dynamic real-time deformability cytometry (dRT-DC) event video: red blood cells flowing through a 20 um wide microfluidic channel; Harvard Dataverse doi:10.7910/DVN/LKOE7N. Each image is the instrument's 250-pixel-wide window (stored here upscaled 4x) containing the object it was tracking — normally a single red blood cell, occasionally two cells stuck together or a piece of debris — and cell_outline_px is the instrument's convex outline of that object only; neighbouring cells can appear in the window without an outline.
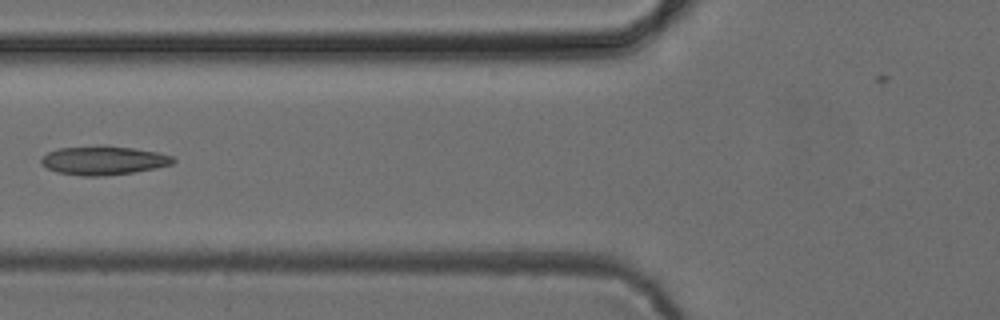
{"species": "common noctule bat (a hibernating species)", "species_latin": "Nyctalus noctula", "temperature_condition": "cold", "stored_images_in_passage": 8, "camera_frame_rate_fps": 3000, "um_per_image_px": 0.085, "animal": {"sex": "female", "body_mass_g": 24.6, "forearm_length_mm": 56.2}, "frame": {"image": 1, "passage_image": 7, "time_ms": 8.667, "image_size_px": [1000, 320], "cell_outline_px": [[176, 160], [172, 164], [156, 168], [132, 172], [104, 176], [80, 176], [56, 172], [40, 164], [40, 160], [48, 152], [60, 148], [132, 148], [160, 152], [172, 156]], "centroid_in_image_um": [8.81, 13.68], "position_along_channel_um": 117.0, "area_um2": 21.39}}
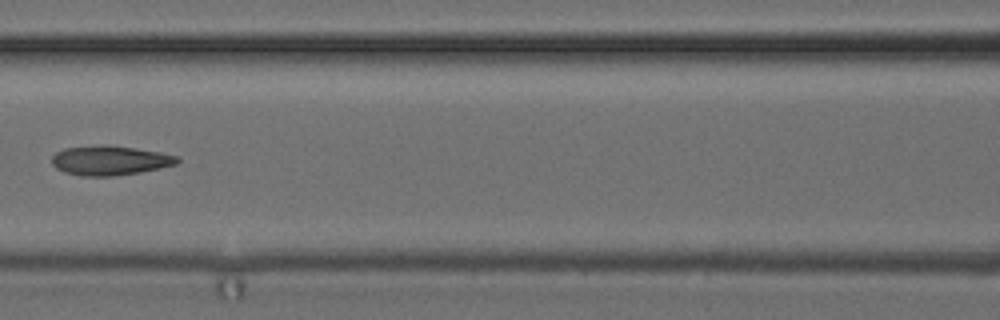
{"frame": {"image": 2, "passage_image": 8, "time_ms": 9.667, "image_size_px": [1000, 320], "cell_outline_px": [[180, 160], [176, 164], [160, 168], [140, 172], [112, 176], [84, 176], [64, 172], [56, 168], [52, 164], [52, 156], [56, 152], [64, 148], [104, 144], [160, 152], [176, 156]], "centroid_in_image_um": [9.31, 13.63], "position_along_channel_um": 157.3, "area_um2": 21.44}}